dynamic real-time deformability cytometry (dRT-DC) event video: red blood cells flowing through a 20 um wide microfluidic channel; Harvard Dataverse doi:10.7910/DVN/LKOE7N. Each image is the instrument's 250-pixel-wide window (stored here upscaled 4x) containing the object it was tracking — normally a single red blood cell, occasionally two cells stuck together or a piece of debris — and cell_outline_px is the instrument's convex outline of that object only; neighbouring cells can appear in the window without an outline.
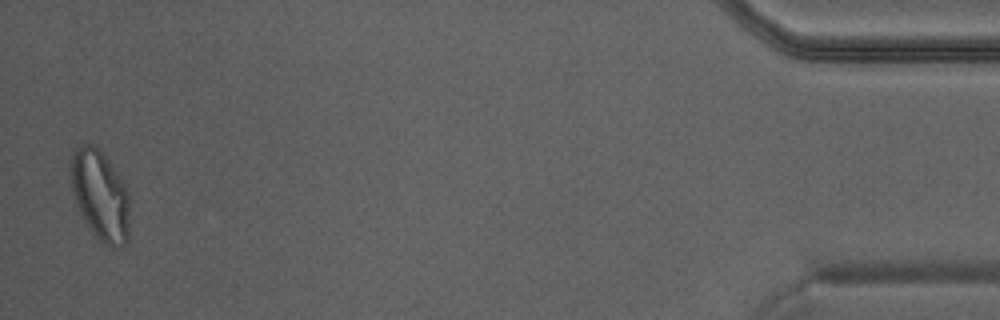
{"species": "Egyptian fruit bat (a non-hibernating species)", "species_latin": "Rousettus aegyptiacus", "temperature_condition": "warm", "stored_images_in_passage": 28, "camera_frame_rate_fps": 3000, "um_per_image_px": 0.085, "animal": {"sex": "male"}, "frame": {"image": 1, "passage_image": 28, "time_ms": 9.0, "image_size_px": [1000, 320], "cell_outline_px": [[128, 240], [124, 248], [112, 248], [104, 244], [92, 232], [76, 204], [72, 188], [68, 168], [72, 156], [76, 148], [80, 144], [92, 144], [108, 160], [124, 184], [128, 192]], "centroid_in_image_um": [8.5, 16.63], "position_along_channel_um": 426.7, "area_um2": 30.75}}